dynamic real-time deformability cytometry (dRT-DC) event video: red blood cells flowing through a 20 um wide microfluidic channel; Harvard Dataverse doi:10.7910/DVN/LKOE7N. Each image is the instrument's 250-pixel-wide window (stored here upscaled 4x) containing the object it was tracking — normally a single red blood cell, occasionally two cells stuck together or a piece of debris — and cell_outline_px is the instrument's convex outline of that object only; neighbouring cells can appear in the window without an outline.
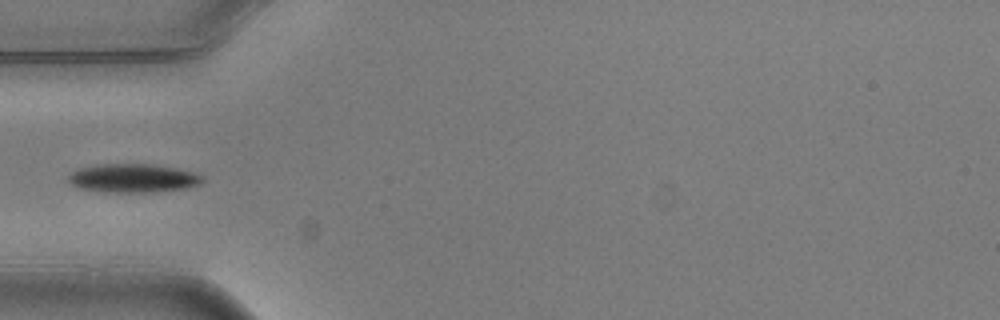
{"species": "common noctule bat (a hibernating species)", "species_latin": "Nyctalus noctula", "temperature_condition": "warm", "stored_images_in_passage": 10, "camera_frame_rate_fps": 3000, "um_per_image_px": 0.085, "animal": {"sex": "male", "body_mass_g": 20.5, "forearm_length_mm": 52.5}, "frame": {"image": 1, "passage_image": 4, "time_ms": 1.0, "image_size_px": [1000, 320], "cell_outline_px": [[204, 180], [200, 184], [184, 188], [156, 192], [108, 192], [76, 188], [68, 180], [68, 176], [72, 172], [80, 168], [96, 164], [152, 164], [176, 168], [192, 172], [204, 176]], "centroid_in_image_um": [11.3, 15.14], "position_along_channel_um": 73.7, "area_um2": 22.43}}
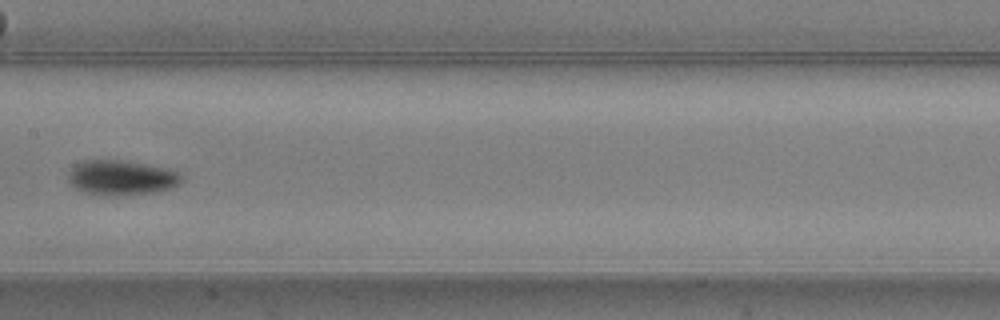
{"frame": {"image": 2, "passage_image": 7, "time_ms": 2.0, "image_size_px": [1000, 320], "cell_outline_px": [[184, 180], [180, 184], [172, 188], [160, 192], [124, 196], [92, 196], [76, 188], [68, 180], [68, 172], [76, 164], [84, 160], [128, 160], [168, 168], [180, 172], [184, 176]], "centroid_in_image_um": [10.38, 15.12], "position_along_channel_um": 197.0, "area_um2": 23.99}}
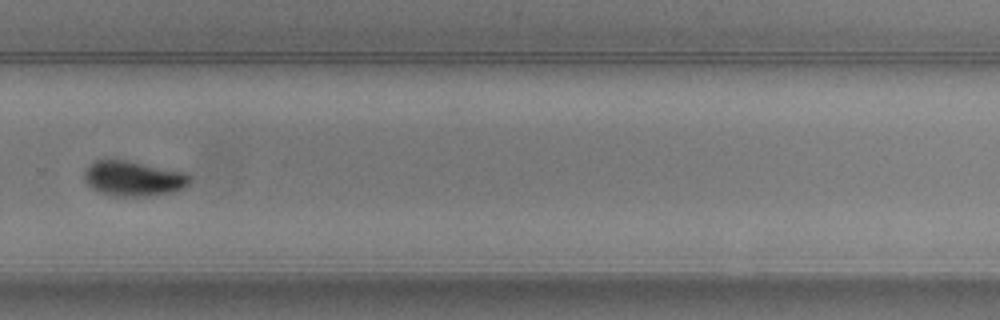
{"frame": {"image": 3, "passage_image": 10, "time_ms": 3.0, "image_size_px": [1000, 320], "cell_outline_px": [[192, 180], [188, 184], [172, 192], [144, 196], [112, 196], [100, 192], [92, 188], [84, 180], [84, 172], [88, 164], [96, 160], [128, 160], [188, 172], [192, 176]], "centroid_in_image_um": [11.35, 15.15], "position_along_channel_um": 318.4, "area_um2": 21.79}}